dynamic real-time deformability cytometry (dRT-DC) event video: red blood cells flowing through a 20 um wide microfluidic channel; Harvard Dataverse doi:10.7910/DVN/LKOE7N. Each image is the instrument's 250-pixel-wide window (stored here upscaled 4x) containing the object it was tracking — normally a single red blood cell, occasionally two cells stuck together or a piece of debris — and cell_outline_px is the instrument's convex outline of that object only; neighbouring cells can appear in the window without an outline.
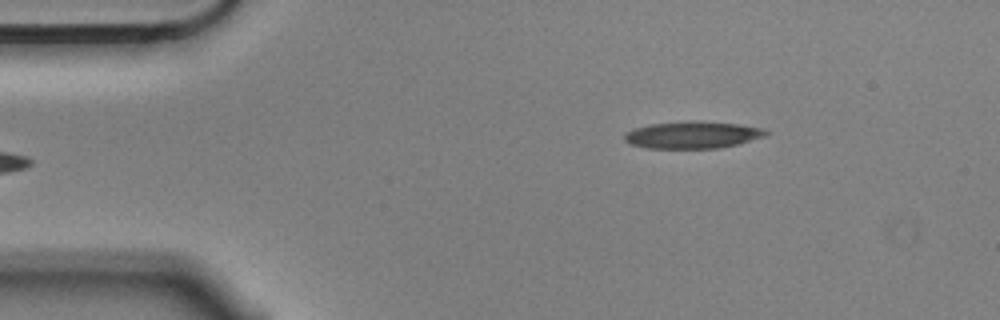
{"species": "Egyptian fruit bat (a non-hibernating species)", "species_latin": "Rousettus aegyptiacus", "temperature_condition": "cold", "stored_images_in_passage": 6, "camera_frame_rate_fps": 3000, "um_per_image_px": 0.085, "animal": {"sex": "male"}, "frame": {"image": 1, "passage_image": 6, "time_ms": 1.667, "image_size_px": [1000, 320], "cell_outline_px": [[772, 132], [764, 136], [740, 144], [720, 148], [644, 148], [628, 144], [624, 140], [624, 132], [648, 124], [692, 120], [696, 120], [740, 124], [764, 128]], "centroid_in_image_um": [58.88, 11.46], "position_along_channel_um": 26.1, "area_um2": 22.77}}